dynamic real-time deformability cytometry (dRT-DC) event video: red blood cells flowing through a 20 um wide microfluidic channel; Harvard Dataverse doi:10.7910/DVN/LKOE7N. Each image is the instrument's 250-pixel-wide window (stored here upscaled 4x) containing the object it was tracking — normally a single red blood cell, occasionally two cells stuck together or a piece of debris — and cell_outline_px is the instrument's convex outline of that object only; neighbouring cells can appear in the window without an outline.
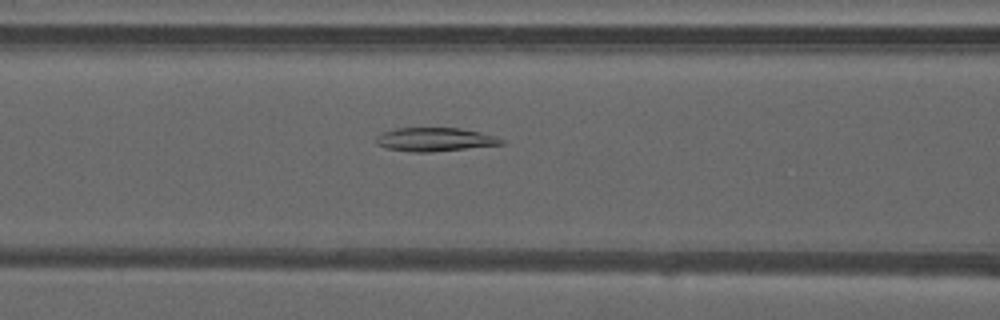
{"species": "common noctule bat (a hibernating species)", "species_latin": "Nyctalus noctula", "temperature_condition": "warm", "stored_images_in_passage": 50, "camera_frame_rate_fps": 3000, "um_per_image_px": 0.085, "animal": {"sex": "male", "forearm_length_mm": 52.5}, "frame": {"image": 1, "passage_image": 21, "time_ms": 6.667, "image_size_px": [1000, 320], "cell_outline_px": [[504, 144], [428, 152], [412, 152], [388, 148], [376, 144], [376, 136], [384, 132], [396, 128], [460, 128], [480, 132], [504, 140]], "centroid_in_image_um": [36.93, 11.85], "position_along_channel_um": 129.7, "area_um2": 16.94}}
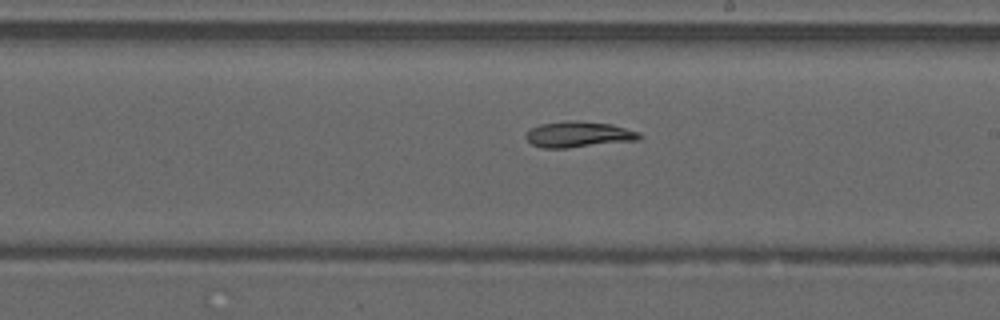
{"frame": {"image": 2, "passage_image": 29, "time_ms": 9.333, "image_size_px": [1000, 320], "cell_outline_px": [[644, 136], [640, 140], [568, 148], [540, 148], [532, 144], [524, 136], [532, 128], [540, 124], [564, 120], [580, 120], [612, 124], [640, 132]], "centroid_in_image_um": [49.22, 11.42], "position_along_channel_um": 239.8, "area_um2": 17.46}}
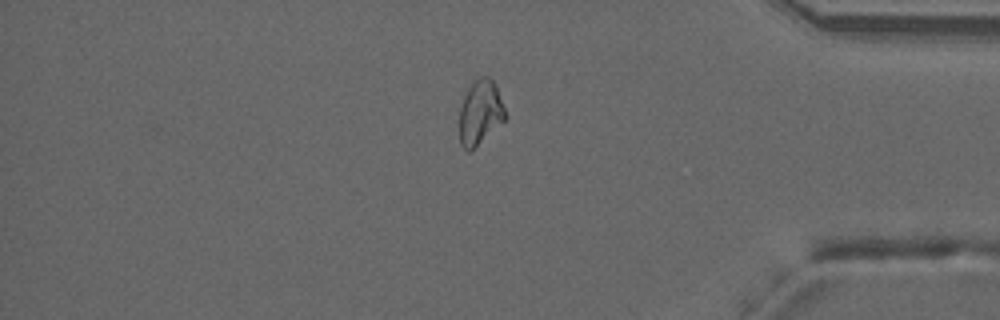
{"frame": {"image": 3, "passage_image": 42, "time_ms": 13.667, "image_size_px": [1000, 320], "cell_outline_px": [[508, 116], [504, 120], [468, 152], [460, 144], [460, 108], [464, 96], [468, 88], [480, 76], [488, 76], [496, 84]], "centroid_in_image_um": [40.83, 9.52], "position_along_channel_um": 394.4, "area_um2": 16.94}}